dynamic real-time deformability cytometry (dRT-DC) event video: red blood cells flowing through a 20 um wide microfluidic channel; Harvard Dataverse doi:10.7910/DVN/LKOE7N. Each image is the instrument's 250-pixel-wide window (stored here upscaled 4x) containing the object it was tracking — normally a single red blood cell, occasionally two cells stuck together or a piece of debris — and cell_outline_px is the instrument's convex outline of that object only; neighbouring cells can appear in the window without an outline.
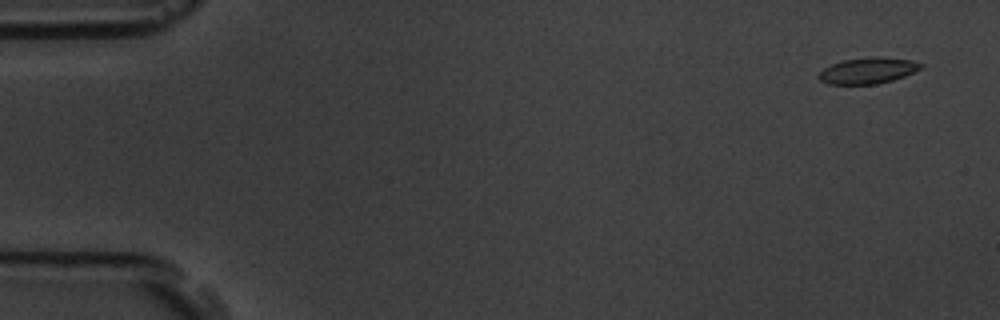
{"species": "common noctule bat (a hibernating species)", "species_latin": "Nyctalus noctula", "temperature_condition": "room temperature", "stored_images_in_passage": 5, "camera_frame_rate_fps": 3000, "um_per_image_px": 0.085, "animal": {"sex": "male", "body_mass_g": 19.5, "forearm_length_mm": 54.6}, "frame": {"image": 1, "passage_image": 1, "time_ms": 0.0, "image_size_px": [1000, 320], "cell_outline_px": [[924, 64], [920, 68], [904, 76], [892, 80], [876, 84], [828, 84], [820, 80], [816, 76], [824, 68], [832, 64], [844, 60], [872, 56], [880, 56], [912, 60]], "centroid_in_image_um": [73.75, 5.99], "position_along_channel_um": 11.2, "area_um2": 15.49}}
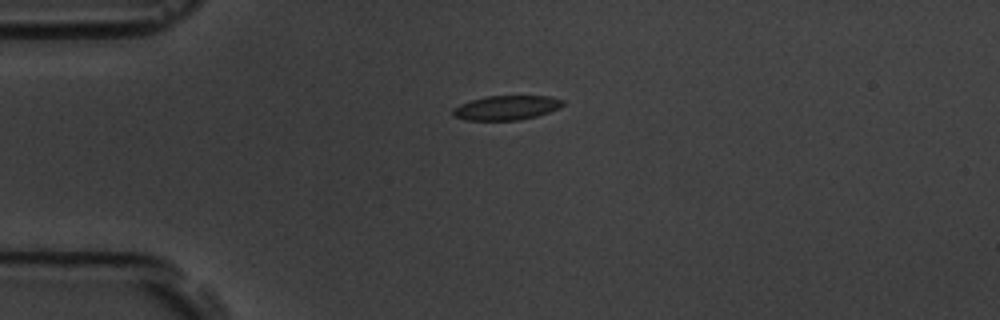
{"frame": {"image": 2, "passage_image": 4, "time_ms": 3.667, "image_size_px": [1000, 320], "cell_outline_px": [[564, 104], [560, 108], [536, 116], [516, 120], [464, 120], [456, 116], [452, 112], [452, 108], [460, 104], [484, 96], [552, 96], [564, 100]], "centroid_in_image_um": [43.06, 9.15], "position_along_channel_um": 41.9, "area_um2": 15.61}}